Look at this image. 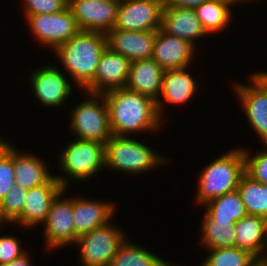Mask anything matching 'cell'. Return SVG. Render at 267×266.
Masks as SVG:
<instances>
[{
    "label": "cell",
    "mask_w": 267,
    "mask_h": 266,
    "mask_svg": "<svg viewBox=\"0 0 267 266\" xmlns=\"http://www.w3.org/2000/svg\"><path fill=\"white\" fill-rule=\"evenodd\" d=\"M0 224H1V225H0V228H1V226H4V225H3V222H2V220H1V219H0Z\"/></svg>",
    "instance_id": "41"
},
{
    "label": "cell",
    "mask_w": 267,
    "mask_h": 266,
    "mask_svg": "<svg viewBox=\"0 0 267 266\" xmlns=\"http://www.w3.org/2000/svg\"><path fill=\"white\" fill-rule=\"evenodd\" d=\"M237 190L248 215L267 219V185L254 180L245 172L240 178Z\"/></svg>",
    "instance_id": "26"
},
{
    "label": "cell",
    "mask_w": 267,
    "mask_h": 266,
    "mask_svg": "<svg viewBox=\"0 0 267 266\" xmlns=\"http://www.w3.org/2000/svg\"><path fill=\"white\" fill-rule=\"evenodd\" d=\"M103 95L112 135L131 137L136 132H158L164 124L158 115L156 102L145 95L126 88L114 89Z\"/></svg>",
    "instance_id": "1"
},
{
    "label": "cell",
    "mask_w": 267,
    "mask_h": 266,
    "mask_svg": "<svg viewBox=\"0 0 267 266\" xmlns=\"http://www.w3.org/2000/svg\"><path fill=\"white\" fill-rule=\"evenodd\" d=\"M259 75H261L262 77H265V78H267V72L265 71H259V72H257Z\"/></svg>",
    "instance_id": "40"
},
{
    "label": "cell",
    "mask_w": 267,
    "mask_h": 266,
    "mask_svg": "<svg viewBox=\"0 0 267 266\" xmlns=\"http://www.w3.org/2000/svg\"><path fill=\"white\" fill-rule=\"evenodd\" d=\"M210 253L201 266H253L258 259L250 252L238 247H224L206 250Z\"/></svg>",
    "instance_id": "29"
},
{
    "label": "cell",
    "mask_w": 267,
    "mask_h": 266,
    "mask_svg": "<svg viewBox=\"0 0 267 266\" xmlns=\"http://www.w3.org/2000/svg\"><path fill=\"white\" fill-rule=\"evenodd\" d=\"M104 155L105 144L75 138L66 144L58 157L60 173L64 174L54 176L64 188H69L71 179L85 182L105 170Z\"/></svg>",
    "instance_id": "5"
},
{
    "label": "cell",
    "mask_w": 267,
    "mask_h": 266,
    "mask_svg": "<svg viewBox=\"0 0 267 266\" xmlns=\"http://www.w3.org/2000/svg\"><path fill=\"white\" fill-rule=\"evenodd\" d=\"M111 220L104 226L95 228L79 236L75 244L79 249L82 266H110L119 247L127 238L126 232Z\"/></svg>",
    "instance_id": "7"
},
{
    "label": "cell",
    "mask_w": 267,
    "mask_h": 266,
    "mask_svg": "<svg viewBox=\"0 0 267 266\" xmlns=\"http://www.w3.org/2000/svg\"><path fill=\"white\" fill-rule=\"evenodd\" d=\"M262 146L265 149L257 150L254 155L247 148L242 149L245 156V172L254 180L267 185V144Z\"/></svg>",
    "instance_id": "31"
},
{
    "label": "cell",
    "mask_w": 267,
    "mask_h": 266,
    "mask_svg": "<svg viewBox=\"0 0 267 266\" xmlns=\"http://www.w3.org/2000/svg\"><path fill=\"white\" fill-rule=\"evenodd\" d=\"M114 201L92 200L85 196H73V223L75 226V241L91 230L114 221L116 205Z\"/></svg>",
    "instance_id": "16"
},
{
    "label": "cell",
    "mask_w": 267,
    "mask_h": 266,
    "mask_svg": "<svg viewBox=\"0 0 267 266\" xmlns=\"http://www.w3.org/2000/svg\"><path fill=\"white\" fill-rule=\"evenodd\" d=\"M7 143H8V140L6 141V139H3L0 136V151L7 145Z\"/></svg>",
    "instance_id": "37"
},
{
    "label": "cell",
    "mask_w": 267,
    "mask_h": 266,
    "mask_svg": "<svg viewBox=\"0 0 267 266\" xmlns=\"http://www.w3.org/2000/svg\"><path fill=\"white\" fill-rule=\"evenodd\" d=\"M16 147L13 146L15 184L28 190L46 184L54 176L44 159L30 152H20Z\"/></svg>",
    "instance_id": "23"
},
{
    "label": "cell",
    "mask_w": 267,
    "mask_h": 266,
    "mask_svg": "<svg viewBox=\"0 0 267 266\" xmlns=\"http://www.w3.org/2000/svg\"><path fill=\"white\" fill-rule=\"evenodd\" d=\"M120 0H68L80 31L107 33L116 25Z\"/></svg>",
    "instance_id": "12"
},
{
    "label": "cell",
    "mask_w": 267,
    "mask_h": 266,
    "mask_svg": "<svg viewBox=\"0 0 267 266\" xmlns=\"http://www.w3.org/2000/svg\"><path fill=\"white\" fill-rule=\"evenodd\" d=\"M13 165V145L8 142L0 151V201L15 184Z\"/></svg>",
    "instance_id": "32"
},
{
    "label": "cell",
    "mask_w": 267,
    "mask_h": 266,
    "mask_svg": "<svg viewBox=\"0 0 267 266\" xmlns=\"http://www.w3.org/2000/svg\"><path fill=\"white\" fill-rule=\"evenodd\" d=\"M243 1V2H242ZM253 2L252 0H208L195 8L197 17L200 19L206 33L216 34L224 31L232 21L231 7L240 3Z\"/></svg>",
    "instance_id": "24"
},
{
    "label": "cell",
    "mask_w": 267,
    "mask_h": 266,
    "mask_svg": "<svg viewBox=\"0 0 267 266\" xmlns=\"http://www.w3.org/2000/svg\"><path fill=\"white\" fill-rule=\"evenodd\" d=\"M107 47L105 33L79 31L54 51L63 70L78 90L83 91L94 79L101 55ZM65 69V70H64ZM71 76V77H70Z\"/></svg>",
    "instance_id": "2"
},
{
    "label": "cell",
    "mask_w": 267,
    "mask_h": 266,
    "mask_svg": "<svg viewBox=\"0 0 267 266\" xmlns=\"http://www.w3.org/2000/svg\"><path fill=\"white\" fill-rule=\"evenodd\" d=\"M135 138V139H134ZM115 136L105 143V168L108 171H116L135 176L154 168H159L170 161L169 158L160 155L145 142L136 137ZM163 156V157H162Z\"/></svg>",
    "instance_id": "4"
},
{
    "label": "cell",
    "mask_w": 267,
    "mask_h": 266,
    "mask_svg": "<svg viewBox=\"0 0 267 266\" xmlns=\"http://www.w3.org/2000/svg\"><path fill=\"white\" fill-rule=\"evenodd\" d=\"M64 188L52 202L44 225L45 247L48 251L65 248L75 244V226L73 223V197L65 198Z\"/></svg>",
    "instance_id": "11"
},
{
    "label": "cell",
    "mask_w": 267,
    "mask_h": 266,
    "mask_svg": "<svg viewBox=\"0 0 267 266\" xmlns=\"http://www.w3.org/2000/svg\"><path fill=\"white\" fill-rule=\"evenodd\" d=\"M24 17L38 14H55L68 8V0H21Z\"/></svg>",
    "instance_id": "33"
},
{
    "label": "cell",
    "mask_w": 267,
    "mask_h": 266,
    "mask_svg": "<svg viewBox=\"0 0 267 266\" xmlns=\"http://www.w3.org/2000/svg\"><path fill=\"white\" fill-rule=\"evenodd\" d=\"M30 32L38 45L54 51L76 35L80 29L69 8L55 14H38L25 17Z\"/></svg>",
    "instance_id": "10"
},
{
    "label": "cell",
    "mask_w": 267,
    "mask_h": 266,
    "mask_svg": "<svg viewBox=\"0 0 267 266\" xmlns=\"http://www.w3.org/2000/svg\"><path fill=\"white\" fill-rule=\"evenodd\" d=\"M196 47L189 41L164 32L156 31L152 59L164 70L191 66Z\"/></svg>",
    "instance_id": "18"
},
{
    "label": "cell",
    "mask_w": 267,
    "mask_h": 266,
    "mask_svg": "<svg viewBox=\"0 0 267 266\" xmlns=\"http://www.w3.org/2000/svg\"><path fill=\"white\" fill-rule=\"evenodd\" d=\"M188 70L189 67L164 70L162 89L156 102L158 115L162 121L164 120L165 112L163 109L165 107L164 104L168 103L169 105L172 104V106H174L173 104H187L190 99L194 98L193 96L197 91L198 85L195 81L196 79Z\"/></svg>",
    "instance_id": "19"
},
{
    "label": "cell",
    "mask_w": 267,
    "mask_h": 266,
    "mask_svg": "<svg viewBox=\"0 0 267 266\" xmlns=\"http://www.w3.org/2000/svg\"><path fill=\"white\" fill-rule=\"evenodd\" d=\"M87 97L71 111L70 133L80 140L105 144L111 137L109 113L103 94L84 91Z\"/></svg>",
    "instance_id": "6"
},
{
    "label": "cell",
    "mask_w": 267,
    "mask_h": 266,
    "mask_svg": "<svg viewBox=\"0 0 267 266\" xmlns=\"http://www.w3.org/2000/svg\"><path fill=\"white\" fill-rule=\"evenodd\" d=\"M253 266H267V260H258Z\"/></svg>",
    "instance_id": "38"
},
{
    "label": "cell",
    "mask_w": 267,
    "mask_h": 266,
    "mask_svg": "<svg viewBox=\"0 0 267 266\" xmlns=\"http://www.w3.org/2000/svg\"><path fill=\"white\" fill-rule=\"evenodd\" d=\"M208 0H162L163 7H183L192 8L200 6Z\"/></svg>",
    "instance_id": "35"
},
{
    "label": "cell",
    "mask_w": 267,
    "mask_h": 266,
    "mask_svg": "<svg viewBox=\"0 0 267 266\" xmlns=\"http://www.w3.org/2000/svg\"><path fill=\"white\" fill-rule=\"evenodd\" d=\"M203 206L217 221H238L248 215L237 189L214 198Z\"/></svg>",
    "instance_id": "27"
},
{
    "label": "cell",
    "mask_w": 267,
    "mask_h": 266,
    "mask_svg": "<svg viewBox=\"0 0 267 266\" xmlns=\"http://www.w3.org/2000/svg\"><path fill=\"white\" fill-rule=\"evenodd\" d=\"M201 222L200 240L206 250L235 247L237 221H217L205 211Z\"/></svg>",
    "instance_id": "25"
},
{
    "label": "cell",
    "mask_w": 267,
    "mask_h": 266,
    "mask_svg": "<svg viewBox=\"0 0 267 266\" xmlns=\"http://www.w3.org/2000/svg\"><path fill=\"white\" fill-rule=\"evenodd\" d=\"M157 266H176L174 264H170V262H167L165 260H162ZM178 266V265H177ZM180 266V265H179Z\"/></svg>",
    "instance_id": "39"
},
{
    "label": "cell",
    "mask_w": 267,
    "mask_h": 266,
    "mask_svg": "<svg viewBox=\"0 0 267 266\" xmlns=\"http://www.w3.org/2000/svg\"><path fill=\"white\" fill-rule=\"evenodd\" d=\"M19 238L11 235L0 237V265L9 263L27 252Z\"/></svg>",
    "instance_id": "34"
},
{
    "label": "cell",
    "mask_w": 267,
    "mask_h": 266,
    "mask_svg": "<svg viewBox=\"0 0 267 266\" xmlns=\"http://www.w3.org/2000/svg\"><path fill=\"white\" fill-rule=\"evenodd\" d=\"M244 173L243 149H230L200 171L194 201L203 207L208 201L236 190Z\"/></svg>",
    "instance_id": "3"
},
{
    "label": "cell",
    "mask_w": 267,
    "mask_h": 266,
    "mask_svg": "<svg viewBox=\"0 0 267 266\" xmlns=\"http://www.w3.org/2000/svg\"><path fill=\"white\" fill-rule=\"evenodd\" d=\"M131 61L106 47L101 55L93 81L83 90L104 94L114 89L125 88Z\"/></svg>",
    "instance_id": "15"
},
{
    "label": "cell",
    "mask_w": 267,
    "mask_h": 266,
    "mask_svg": "<svg viewBox=\"0 0 267 266\" xmlns=\"http://www.w3.org/2000/svg\"><path fill=\"white\" fill-rule=\"evenodd\" d=\"M162 258L128 238L121 244L110 266H157Z\"/></svg>",
    "instance_id": "28"
},
{
    "label": "cell",
    "mask_w": 267,
    "mask_h": 266,
    "mask_svg": "<svg viewBox=\"0 0 267 266\" xmlns=\"http://www.w3.org/2000/svg\"><path fill=\"white\" fill-rule=\"evenodd\" d=\"M161 29L173 36L189 41L195 47L197 39L208 36L203 29L195 9L183 7H163Z\"/></svg>",
    "instance_id": "20"
},
{
    "label": "cell",
    "mask_w": 267,
    "mask_h": 266,
    "mask_svg": "<svg viewBox=\"0 0 267 266\" xmlns=\"http://www.w3.org/2000/svg\"><path fill=\"white\" fill-rule=\"evenodd\" d=\"M64 189L53 176L46 184L28 189L22 213L11 223L19 228L34 229L43 225L55 197ZM33 227V228H32Z\"/></svg>",
    "instance_id": "14"
},
{
    "label": "cell",
    "mask_w": 267,
    "mask_h": 266,
    "mask_svg": "<svg viewBox=\"0 0 267 266\" xmlns=\"http://www.w3.org/2000/svg\"><path fill=\"white\" fill-rule=\"evenodd\" d=\"M27 190L14 184L0 201V219L5 224H11L23 211Z\"/></svg>",
    "instance_id": "30"
},
{
    "label": "cell",
    "mask_w": 267,
    "mask_h": 266,
    "mask_svg": "<svg viewBox=\"0 0 267 266\" xmlns=\"http://www.w3.org/2000/svg\"><path fill=\"white\" fill-rule=\"evenodd\" d=\"M105 35L107 47L127 57L131 62L152 58L156 31H126L113 28Z\"/></svg>",
    "instance_id": "17"
},
{
    "label": "cell",
    "mask_w": 267,
    "mask_h": 266,
    "mask_svg": "<svg viewBox=\"0 0 267 266\" xmlns=\"http://www.w3.org/2000/svg\"><path fill=\"white\" fill-rule=\"evenodd\" d=\"M249 78V83L235 82L231 86L241 102L247 122L258 139L267 144V78L257 72H252Z\"/></svg>",
    "instance_id": "8"
},
{
    "label": "cell",
    "mask_w": 267,
    "mask_h": 266,
    "mask_svg": "<svg viewBox=\"0 0 267 266\" xmlns=\"http://www.w3.org/2000/svg\"><path fill=\"white\" fill-rule=\"evenodd\" d=\"M50 64L33 69L29 74L28 81H30V86L33 89L32 93L35 100L42 107L56 110V108L60 109L72 94L73 82L59 67Z\"/></svg>",
    "instance_id": "9"
},
{
    "label": "cell",
    "mask_w": 267,
    "mask_h": 266,
    "mask_svg": "<svg viewBox=\"0 0 267 266\" xmlns=\"http://www.w3.org/2000/svg\"><path fill=\"white\" fill-rule=\"evenodd\" d=\"M163 73L164 69L152 58L132 61L125 88L157 102L162 89Z\"/></svg>",
    "instance_id": "21"
},
{
    "label": "cell",
    "mask_w": 267,
    "mask_h": 266,
    "mask_svg": "<svg viewBox=\"0 0 267 266\" xmlns=\"http://www.w3.org/2000/svg\"><path fill=\"white\" fill-rule=\"evenodd\" d=\"M32 262L33 261L31 260V255L29 251H27L25 254H23L19 258H16L13 261L2 264L0 266H33Z\"/></svg>",
    "instance_id": "36"
},
{
    "label": "cell",
    "mask_w": 267,
    "mask_h": 266,
    "mask_svg": "<svg viewBox=\"0 0 267 266\" xmlns=\"http://www.w3.org/2000/svg\"><path fill=\"white\" fill-rule=\"evenodd\" d=\"M235 247L246 250L258 260L267 259V219L247 215L235 223Z\"/></svg>",
    "instance_id": "22"
},
{
    "label": "cell",
    "mask_w": 267,
    "mask_h": 266,
    "mask_svg": "<svg viewBox=\"0 0 267 266\" xmlns=\"http://www.w3.org/2000/svg\"><path fill=\"white\" fill-rule=\"evenodd\" d=\"M162 0H120L115 29L157 31L161 28Z\"/></svg>",
    "instance_id": "13"
}]
</instances>
